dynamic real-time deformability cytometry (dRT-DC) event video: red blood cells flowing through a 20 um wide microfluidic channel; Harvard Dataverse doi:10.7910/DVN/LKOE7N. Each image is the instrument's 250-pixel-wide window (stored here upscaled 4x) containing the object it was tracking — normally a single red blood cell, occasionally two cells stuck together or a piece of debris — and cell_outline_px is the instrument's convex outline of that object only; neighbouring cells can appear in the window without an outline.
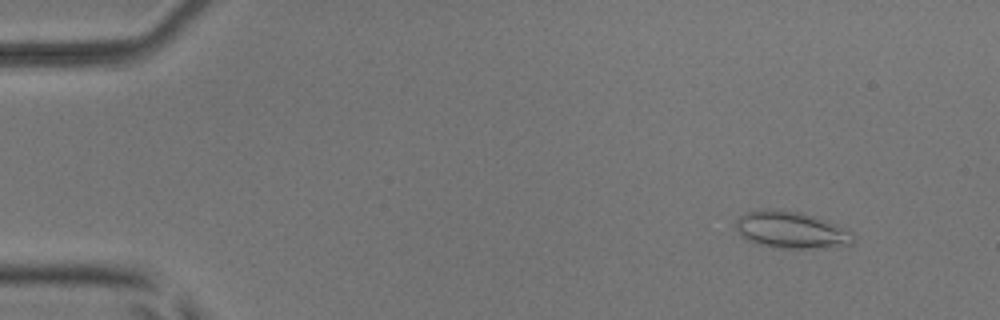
{"species": "common noctule bat (a hibernating species)", "species_latin": "Nyctalus noctula", "temperature_condition": "room temperature", "stored_images_in_passage": 53, "camera_frame_rate_fps": 3000, "um_per_image_px": 0.085, "animal": {"sex": "male", "body_mass_g": 17.9, "forearm_length_mm": 54.2}, "frame": {"image": 1, "passage_image": 6, "time_ms": 1.667, "image_size_px": [1000, 320], "cell_outline_px": [[856, 240], [852, 244], [820, 248], [772, 248], [748, 240], [740, 236], [736, 228], [736, 220], [744, 212], [760, 208], [780, 208], [800, 212], [816, 216], [828, 220], [848, 228], [856, 236]], "centroid_in_image_um": [67.28, 19.52], "position_along_channel_um": 17.7, "area_um2": 26.07}}
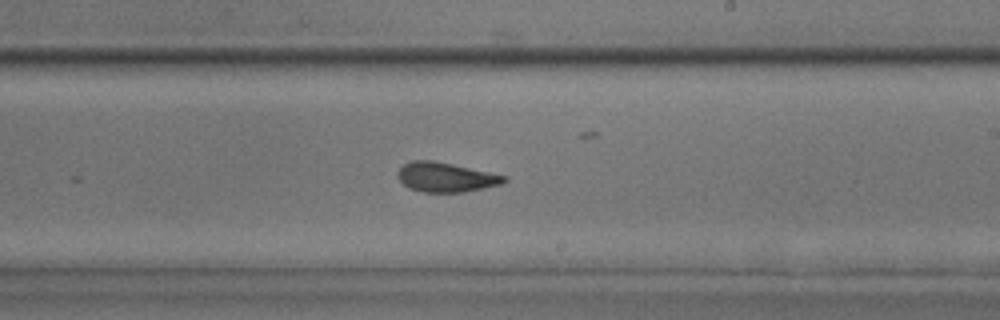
{"frame": {"image": 2, "passage_image": 32, "time_ms": 10.333, "image_size_px": [1000, 320], "cell_outline_px": [[508, 180], [504, 184], [464, 192], [424, 192], [408, 188], [396, 176], [396, 172], [404, 164], [412, 160], [432, 160], [452, 164], [508, 176]], "centroid_in_image_um": [37.91, 15.06], "position_along_channel_um": 251.1, "area_um2": 18.44}}
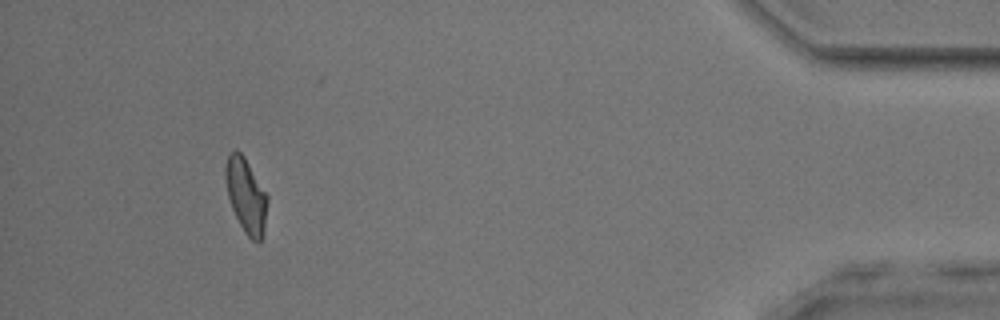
{"frame": {"image": 3, "passage_image": 49, "time_ms": 16.0, "image_size_px": [1000, 320], "cell_outline_px": [[268, 200], [264, 228], [260, 244], [256, 244], [244, 232], [232, 208], [228, 196], [224, 176], [224, 168], [228, 152], [236, 148], [244, 156], [268, 196]], "centroid_in_image_um": [20.9, 16.6], "position_along_channel_um": 414.3, "area_um2": 18.38}, "authors_computed_cell_mechanics": {"area_um2": 18.7272, "velocity_mm_per_s": 3.974, "shape_relaxation_time_tau1_ms": null, "shape_relaxation_time_tau2_ms": 1.7674, "deformation_change_tau1": null, "deformation_change_tau2": 0.0892}}